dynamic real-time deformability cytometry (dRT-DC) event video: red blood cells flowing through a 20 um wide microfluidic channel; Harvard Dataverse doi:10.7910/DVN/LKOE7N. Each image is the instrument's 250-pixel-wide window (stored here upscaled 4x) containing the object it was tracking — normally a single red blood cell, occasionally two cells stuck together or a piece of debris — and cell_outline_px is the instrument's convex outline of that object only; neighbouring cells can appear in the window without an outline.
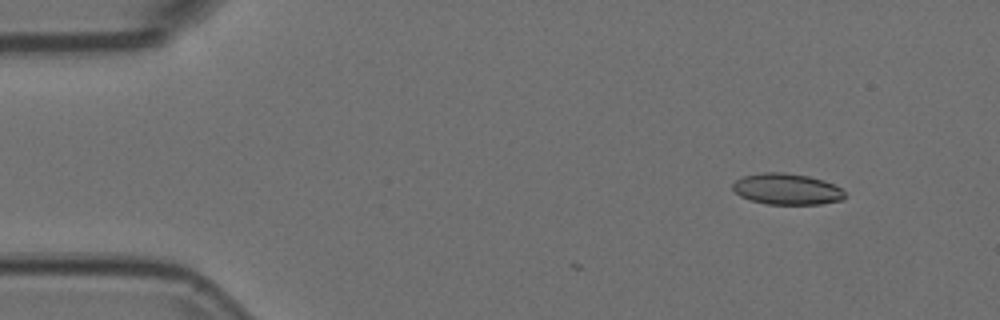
{"species": "Egyptian fruit bat (a non-hibernating species)", "species_latin": "Rousettus aegyptiacus", "temperature_condition": "room temperature", "stored_images_in_passage": 2, "camera_frame_rate_fps": 3000, "um_per_image_px": 0.085, "animal": {"sex": "female"}, "frame": {"image": 1, "passage_image": 2, "time_ms": 0.333, "image_size_px": [1000, 320], "cell_outline_px": [[848, 196], [844, 200], [820, 204], [768, 204], [752, 200], [740, 196], [732, 188], [732, 184], [736, 180], [744, 176], [764, 172], [784, 172], [808, 176], [824, 180], [840, 188]], "centroid_in_image_um": [66.91, 16.07], "position_along_channel_um": 18.1, "area_um2": 20.35}}